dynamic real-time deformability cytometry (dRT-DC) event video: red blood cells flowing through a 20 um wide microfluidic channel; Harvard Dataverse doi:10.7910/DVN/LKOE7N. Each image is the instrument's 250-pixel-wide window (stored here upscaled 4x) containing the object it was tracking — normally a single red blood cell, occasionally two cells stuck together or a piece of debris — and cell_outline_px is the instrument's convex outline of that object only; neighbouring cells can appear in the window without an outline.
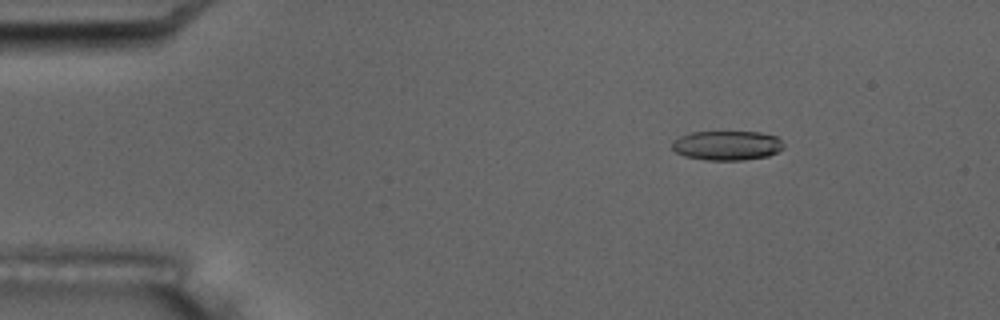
{"species": "common noctule bat (a hibernating species)", "species_latin": "Nyctalus noctula", "temperature_condition": "room temperature", "stored_images_in_passage": 7, "camera_frame_rate_fps": 3000, "um_per_image_px": 0.085, "animal": {"sex": "male", "body_mass_g": 17.5, "forearm_length_mm": 52.3}, "frame": {"image": 1, "passage_image": 3, "time_ms": 2.333, "image_size_px": [1000, 320], "cell_outline_px": [[784, 148], [768, 156], [744, 160], [708, 160], [684, 156], [676, 152], [672, 148], [672, 140], [680, 136], [692, 132], [760, 132], [776, 136], [784, 144]], "centroid_in_image_um": [61.79, 12.36], "position_along_channel_um": 23.2, "area_um2": 19.19}}